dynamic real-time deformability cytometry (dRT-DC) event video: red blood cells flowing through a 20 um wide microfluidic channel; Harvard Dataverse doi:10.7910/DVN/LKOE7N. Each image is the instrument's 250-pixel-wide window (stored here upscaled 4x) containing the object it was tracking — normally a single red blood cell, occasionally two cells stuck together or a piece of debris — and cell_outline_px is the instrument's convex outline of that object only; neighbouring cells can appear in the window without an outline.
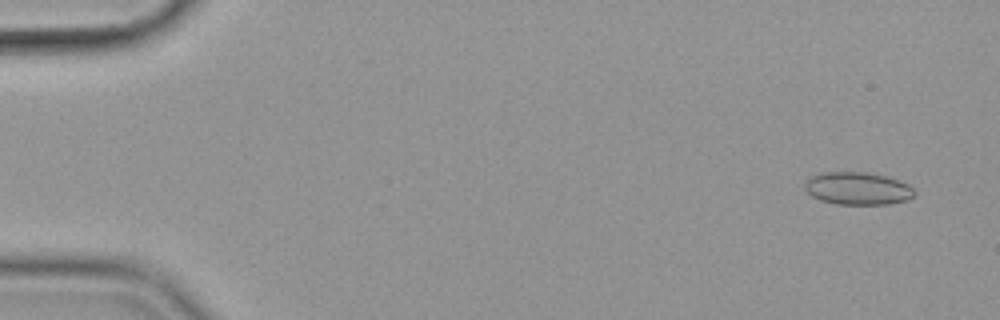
{"species": "common noctule bat (a hibernating species)", "species_latin": "Nyctalus noctula", "temperature_condition": "cold", "stored_images_in_passage": 57, "camera_frame_rate_fps": 3000, "um_per_image_px": 0.085, "animal": {"sex": "female", "body_mass_g": 19.9}, "frame": {"image": 1, "passage_image": 4, "time_ms": 1.0, "image_size_px": [1000, 320], "cell_outline_px": [[916, 192], [912, 196], [904, 200], [888, 204], [836, 204], [820, 200], [812, 196], [804, 188], [804, 184], [812, 176], [820, 172], [864, 172], [884, 176], [908, 184]], "centroid_in_image_um": [72.86, 16.02], "position_along_channel_um": 12.1, "area_um2": 20.58}}
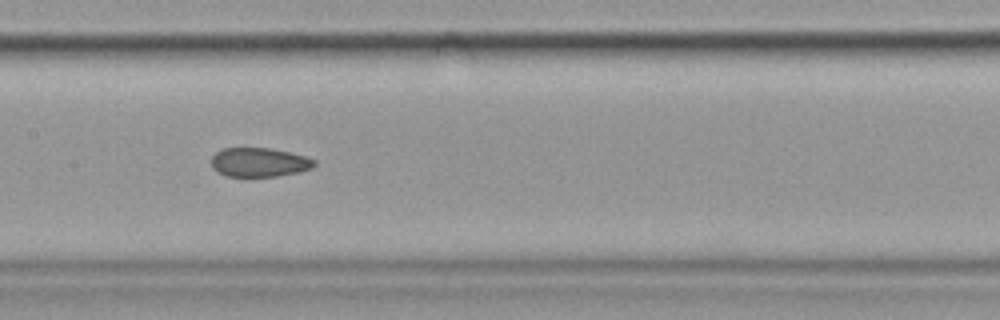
{"frame": {"image": 2, "passage_image": 29, "time_ms": 9.333, "image_size_px": [1000, 320], "cell_outline_px": [[316, 164], [312, 168], [296, 172], [276, 176], [228, 176], [216, 172], [212, 168], [212, 156], [220, 148], [268, 148], [288, 152], [304, 156], [316, 160]], "centroid_in_image_um": [22.0, 13.79], "position_along_channel_um": 185.4, "area_um2": 17.34}}
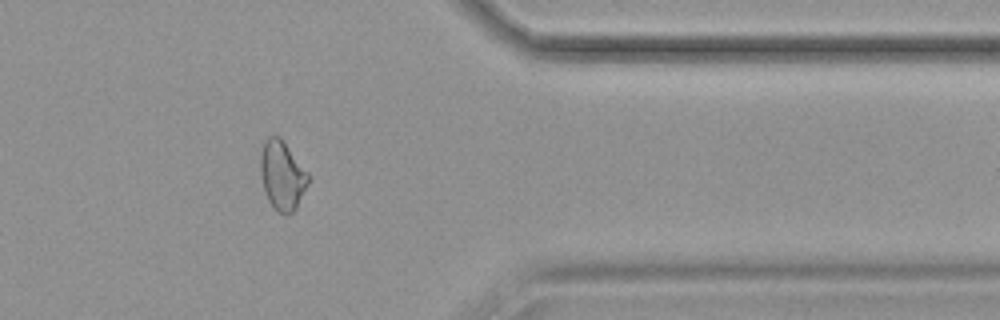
{"frame": {"image": 3, "passage_image": 47, "time_ms": 15.333, "image_size_px": [1000, 320], "cell_outline_px": [[308, 184], [296, 208], [288, 216], [284, 216], [276, 212], [268, 200], [264, 192], [260, 176], [260, 156], [264, 140], [268, 136], [280, 136], [308, 172]], "centroid_in_image_um": [23.96, 14.93], "position_along_channel_um": 387.4, "area_um2": 19.54}, "authors_computed_cell_mechanics": {"area_um2": 19.4786, "velocity_mm_per_s": 3.5958, "shape_relaxation_time_tau1_ms": null, "shape_relaxation_time_tau2_ms": 2.4145, "deformation_change_tau1": null, "deformation_change_tau2": 0.0846}}